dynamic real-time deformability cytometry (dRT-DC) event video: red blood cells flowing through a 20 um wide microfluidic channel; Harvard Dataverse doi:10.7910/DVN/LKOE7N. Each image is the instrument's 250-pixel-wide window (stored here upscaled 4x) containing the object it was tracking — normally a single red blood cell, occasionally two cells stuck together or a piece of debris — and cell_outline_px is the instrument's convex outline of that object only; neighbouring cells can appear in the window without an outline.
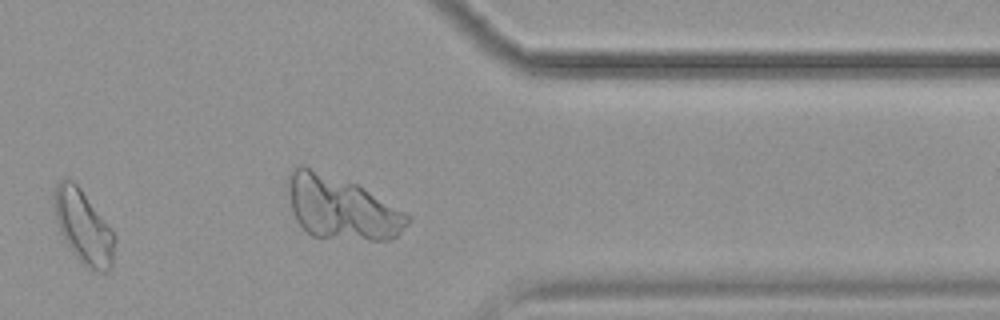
{"species": "common noctule bat (a hibernating species)", "species_latin": "Nyctalus noctula", "temperature_condition": "cold", "stored_images_in_passage": 13, "camera_frame_rate_fps": 3000, "um_per_image_px": 0.085, "animal": {"sex": "female", "body_mass_g": 19.9}, "frame": {"image": 1, "passage_image": 11, "time_ms": 12.333, "image_size_px": [1000, 320], "cell_outline_px": [[116, 240], [112, 268], [108, 272], [96, 272], [88, 268], [76, 256], [60, 232], [56, 220], [56, 184], [60, 180], [72, 180], [80, 188], [112, 228], [116, 236]], "centroid_in_image_um": [7.17, 19.35], "position_along_channel_um": 404.2, "area_um2": 25.49}}